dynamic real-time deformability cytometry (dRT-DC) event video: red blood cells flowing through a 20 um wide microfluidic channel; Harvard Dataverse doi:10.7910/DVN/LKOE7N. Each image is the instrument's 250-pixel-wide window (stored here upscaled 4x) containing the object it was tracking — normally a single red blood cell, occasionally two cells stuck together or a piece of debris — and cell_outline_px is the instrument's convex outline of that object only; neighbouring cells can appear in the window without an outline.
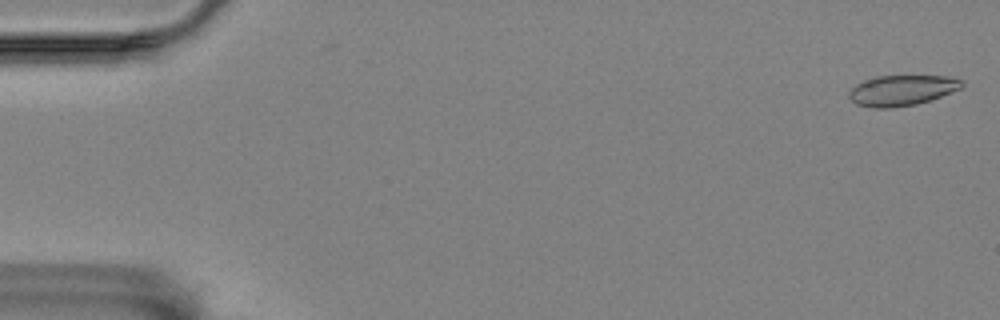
{"species": "Egyptian fruit bat (a non-hibernating species)", "species_latin": "Rousettus aegyptiacus", "temperature_condition": "room temperature", "stored_images_in_passage": 5, "camera_frame_rate_fps": 3000, "um_per_image_px": 0.085, "animal": {"sex": "female"}, "frame": {"image": 1, "passage_image": 1, "time_ms": 0.0, "image_size_px": [1000, 320], "cell_outline_px": [[964, 84], [960, 88], [952, 92], [916, 104], [888, 108], [876, 108], [856, 104], [848, 96], [848, 92], [856, 84], [864, 80], [876, 76], [948, 76], [964, 80]], "centroid_in_image_um": [76.65, 7.67], "position_along_channel_um": 8.3, "area_um2": 19.94}}
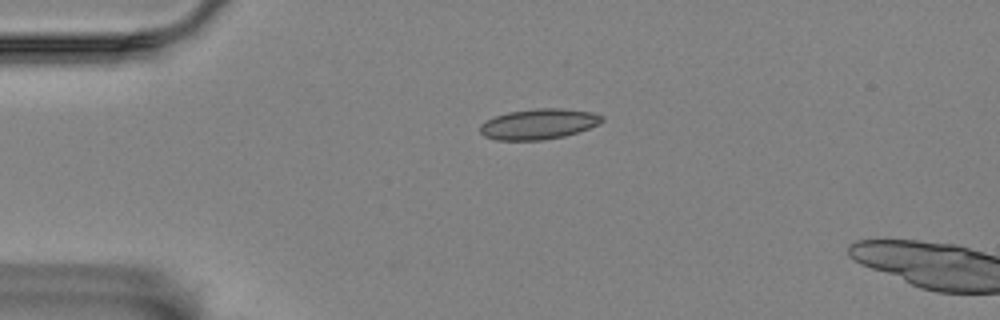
{"frame": {"image": 2, "passage_image": 4, "time_ms": 4.0, "image_size_px": [1000, 320], "cell_outline_px": [[604, 120], [600, 124], [580, 132], [564, 136], [540, 140], [496, 140], [484, 136], [480, 132], [480, 124], [496, 116], [508, 112], [536, 108], [560, 108], [592, 112], [604, 116]], "centroid_in_image_um": [45.82, 10.54], "position_along_channel_um": 39.2, "area_um2": 21.73}}